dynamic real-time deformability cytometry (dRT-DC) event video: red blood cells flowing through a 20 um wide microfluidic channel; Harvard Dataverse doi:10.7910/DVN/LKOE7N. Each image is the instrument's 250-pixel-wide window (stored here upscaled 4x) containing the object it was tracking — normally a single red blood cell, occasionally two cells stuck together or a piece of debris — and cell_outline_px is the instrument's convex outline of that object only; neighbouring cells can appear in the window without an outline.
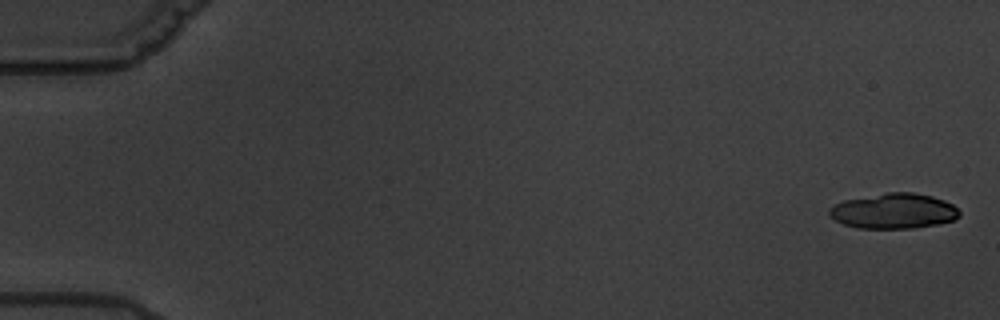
{"species": "common noctule bat (a hibernating species)", "species_latin": "Nyctalus noctula", "temperature_condition": "warm", "stored_images_in_passage": 6, "camera_frame_rate_fps": 3000, "um_per_image_px": 0.085, "animal": {"sex": "male", "body_mass_g": 19.5, "forearm_length_mm": 54.6}, "frame": {"image": 1, "passage_image": 1, "time_ms": 0.0, "image_size_px": [1000, 320], "cell_outline_px": [[960, 216], [956, 220], [940, 224], [912, 228], [856, 228], [844, 224], [836, 220], [828, 212], [828, 208], [844, 200], [888, 192], [912, 192], [932, 196], [944, 200], [952, 204], [960, 212]], "centroid_in_image_um": [76.0, 17.94], "position_along_channel_um": 9.0, "area_um2": 26.76}}
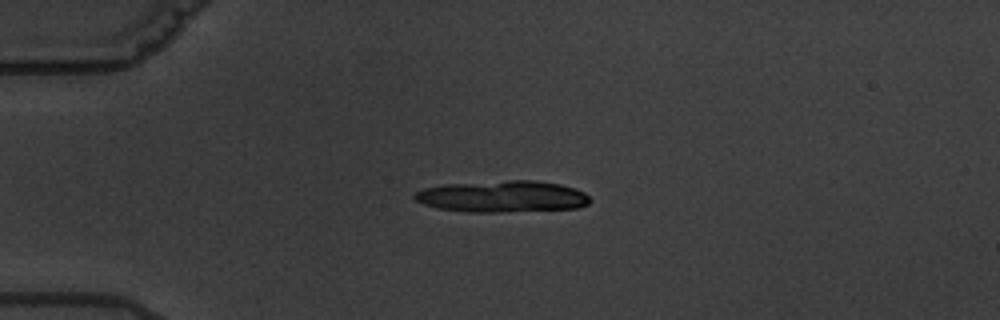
{"frame": {"image": 2, "passage_image": 5, "time_ms": 4.667, "image_size_px": [1000, 320], "cell_outline_px": [[592, 200], [588, 204], [580, 208], [500, 212], [468, 212], [436, 208], [424, 204], [416, 200], [412, 196], [416, 192], [424, 188], [444, 184], [508, 180], [536, 180], [560, 184], [576, 188], [584, 192]], "centroid_in_image_um": [42.73, 16.7], "position_along_channel_um": 42.3, "area_um2": 32.54}}